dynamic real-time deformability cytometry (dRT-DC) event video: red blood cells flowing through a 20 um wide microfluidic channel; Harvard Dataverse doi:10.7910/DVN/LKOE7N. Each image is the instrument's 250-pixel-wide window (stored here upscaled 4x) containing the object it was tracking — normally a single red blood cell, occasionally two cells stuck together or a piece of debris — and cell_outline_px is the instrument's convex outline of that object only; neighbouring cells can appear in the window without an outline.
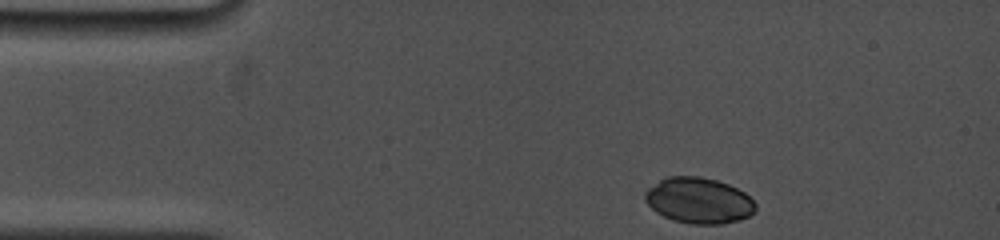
{"species": "common noctule bat (a hibernating species)", "species_latin": "Nyctalus noctula", "temperature_condition": "cold", "stored_images_in_passage": 7, "camera_frame_rate_fps": 5000, "um_per_image_px": 0.085, "animal": {"sex": "female", "body_mass_g": 19.0, "forearm_length_mm": 53.3}, "frame": {"image": 1, "passage_image": 1, "time_ms": 0.0, "image_size_px": [1000, 240], "cell_outline_px": [[756, 212], [740, 220], [724, 224], [692, 224], [672, 220], [656, 212], [644, 200], [644, 192], [648, 188], [660, 180], [668, 176], [700, 176], [716, 180], [728, 184], [744, 192], [756, 204]], "centroid_in_image_um": [59.39, 17.05], "position_along_channel_um": 25.6, "area_um2": 29.65}}